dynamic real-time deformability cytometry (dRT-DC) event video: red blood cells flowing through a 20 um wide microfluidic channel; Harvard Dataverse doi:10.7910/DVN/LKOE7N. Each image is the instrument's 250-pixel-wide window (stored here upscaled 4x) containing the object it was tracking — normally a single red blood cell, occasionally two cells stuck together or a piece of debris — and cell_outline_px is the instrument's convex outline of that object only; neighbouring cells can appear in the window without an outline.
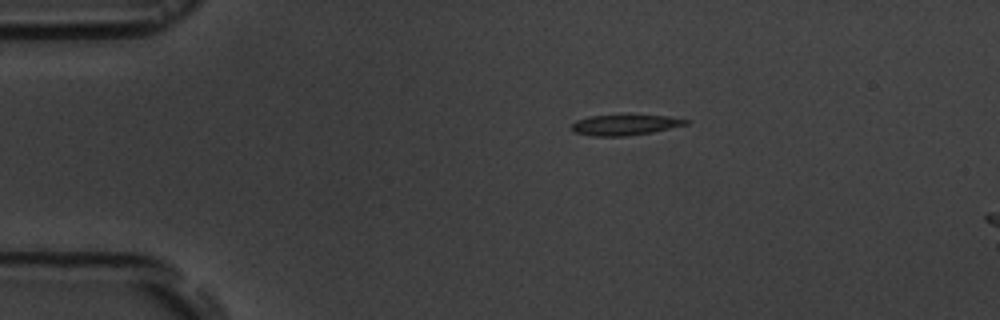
{"species": "common noctule bat (a hibernating species)", "species_latin": "Nyctalus noctula", "temperature_condition": "room temperature", "stored_images_in_passage": 2, "camera_frame_rate_fps": 3000, "um_per_image_px": 0.085, "animal": {"sex": "male", "body_mass_g": 19.5, "forearm_length_mm": 54.6}, "frame": {"image": 1, "passage_image": 1, "time_ms": 0.0, "image_size_px": [1000, 320], "cell_outline_px": [[692, 120], [688, 124], [652, 132], [628, 136], [592, 136], [572, 132], [572, 124], [576, 120], [592, 116], [624, 112], [628, 112], [668, 116]], "centroid_in_image_um": [53.15, 10.56], "position_along_channel_um": 31.8, "area_um2": 14.62}}